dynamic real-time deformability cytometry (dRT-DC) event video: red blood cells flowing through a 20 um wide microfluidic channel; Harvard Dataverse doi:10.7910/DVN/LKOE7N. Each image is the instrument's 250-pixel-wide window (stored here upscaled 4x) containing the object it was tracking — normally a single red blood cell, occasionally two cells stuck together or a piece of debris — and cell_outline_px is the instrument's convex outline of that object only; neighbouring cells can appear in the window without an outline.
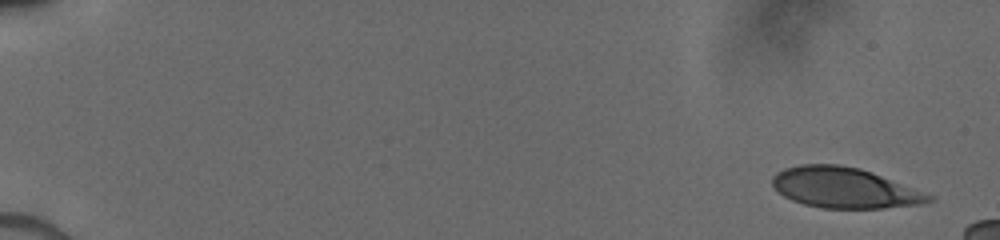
{"species": "human", "species_latin": "Homo sapiens", "temperature_condition": "cold", "stored_images_in_passage": 9, "camera_frame_rate_fps": 3000, "um_per_image_px": 0.085, "donor": {"sex": "male"}, "frame": {"image": 1, "passage_image": 1, "time_ms": 0.0, "image_size_px": [1000, 240], "cell_outline_px": [[932, 200], [920, 204], [884, 208], [824, 208], [804, 204], [792, 200], [784, 196], [772, 184], [772, 176], [776, 172], [784, 168], [800, 164], [836, 164], [860, 168], [872, 172], [932, 196]], "centroid_in_image_um": [71.71, 15.95], "position_along_channel_um": 13.3, "area_um2": 36.47}}
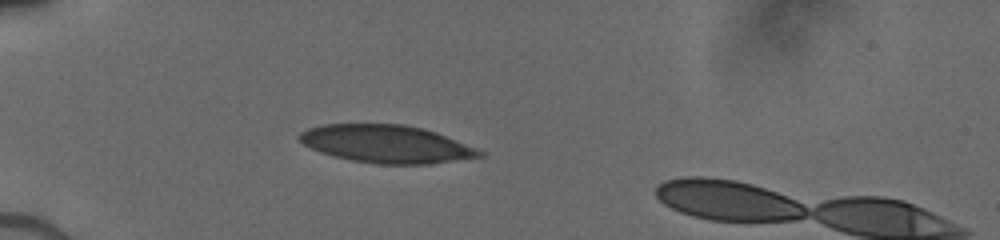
{"frame": {"image": 2, "passage_image": 7, "time_ms": 4.667, "image_size_px": [1000, 240], "cell_outline_px": [[484, 156], [428, 164], [380, 164], [352, 160], [332, 156], [320, 152], [304, 144], [296, 136], [300, 132], [308, 128], [324, 124], [404, 124], [424, 128], [436, 132], [476, 148], [484, 152]], "centroid_in_image_um": [32.82, 12.23], "position_along_channel_um": 52.2, "area_um2": 39.54}}
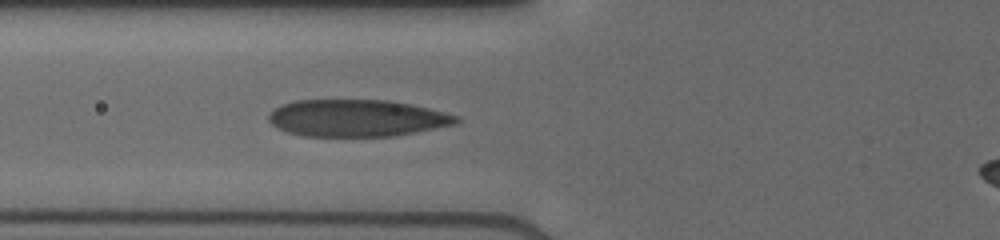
{"frame": {"image": 3, "passage_image": 9, "time_ms": 6.333, "image_size_px": [1000, 240], "cell_outline_px": [[460, 120], [456, 124], [392, 136], [304, 136], [288, 132], [276, 128], [268, 120], [268, 112], [284, 104], [296, 100], [388, 100], [428, 108], [460, 116]], "centroid_in_image_um": [30.31, 10.04], "position_along_channel_um": 95.5, "area_um2": 40.29}}